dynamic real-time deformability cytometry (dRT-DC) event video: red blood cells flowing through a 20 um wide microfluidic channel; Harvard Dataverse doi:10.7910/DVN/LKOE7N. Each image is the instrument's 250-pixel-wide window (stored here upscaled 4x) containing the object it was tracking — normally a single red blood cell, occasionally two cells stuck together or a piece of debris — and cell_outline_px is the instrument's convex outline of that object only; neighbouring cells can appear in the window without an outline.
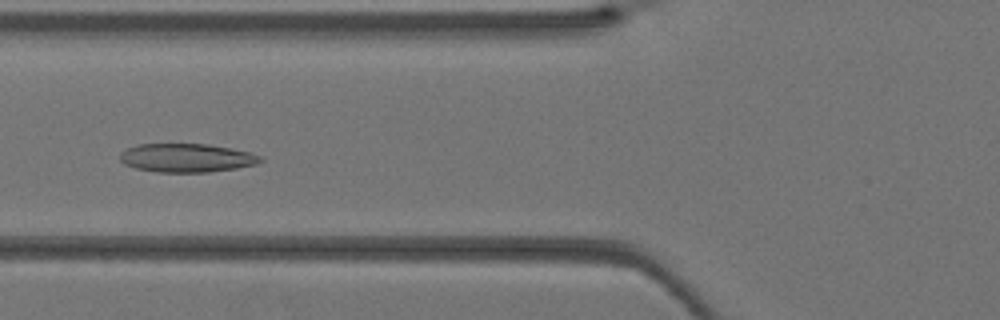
{"species": "Egyptian fruit bat (a non-hibernating species)", "species_latin": "Rousettus aegyptiacus", "temperature_condition": "warm", "stored_images_in_passage": 30, "camera_frame_rate_fps": 3000, "um_per_image_px": 0.085, "animal": {"sex": "female"}, "frame": {"image": 1, "passage_image": 6, "time_ms": 1.667, "image_size_px": [1000, 320], "cell_outline_px": [[264, 160], [256, 164], [236, 168], [208, 172], [156, 172], [136, 168], [124, 164], [120, 160], [120, 152], [136, 144], [208, 144], [232, 148], [248, 152], [260, 156]], "centroid_in_image_um": [15.85, 13.42], "position_along_channel_um": 110.0, "area_um2": 23.41}}
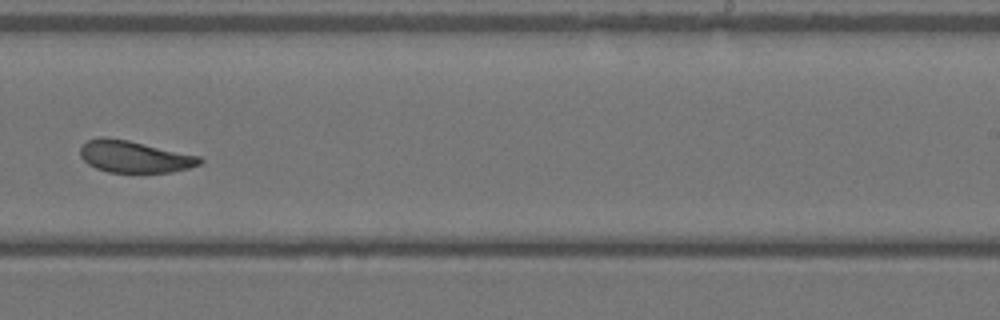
{"frame": {"image": 2, "passage_image": 16, "time_ms": 5.0, "image_size_px": [1000, 320], "cell_outline_px": [[204, 160], [200, 164], [188, 168], [172, 172], [108, 172], [96, 168], [88, 164], [80, 156], [80, 148], [88, 140], [100, 136], [104, 136], [128, 140], [200, 156]], "centroid_in_image_um": [11.41, 13.31], "position_along_channel_um": 277.6, "area_um2": 22.14}}
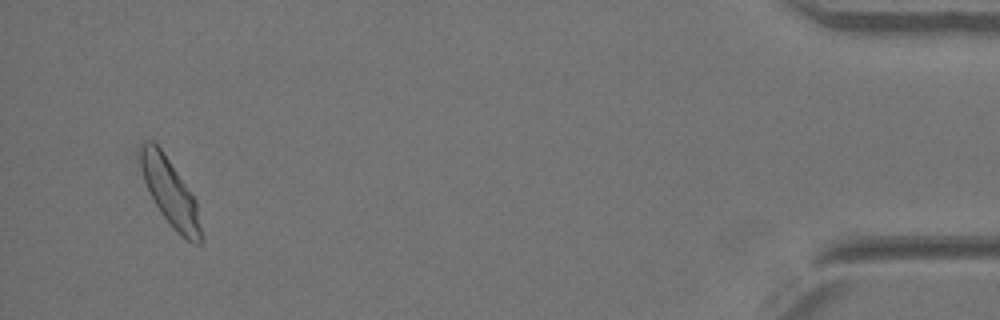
{"frame": {"image": 3, "passage_image": 29, "time_ms": 9.333, "image_size_px": [1000, 320], "cell_outline_px": [[204, 236], [200, 244], [192, 244], [180, 236], [176, 232], [160, 212], [144, 180], [140, 168], [140, 148], [144, 140], [152, 140], [160, 148], [196, 200]], "centroid_in_image_um": [14.5, 16.43], "position_along_channel_um": 420.7, "area_um2": 23.52}}